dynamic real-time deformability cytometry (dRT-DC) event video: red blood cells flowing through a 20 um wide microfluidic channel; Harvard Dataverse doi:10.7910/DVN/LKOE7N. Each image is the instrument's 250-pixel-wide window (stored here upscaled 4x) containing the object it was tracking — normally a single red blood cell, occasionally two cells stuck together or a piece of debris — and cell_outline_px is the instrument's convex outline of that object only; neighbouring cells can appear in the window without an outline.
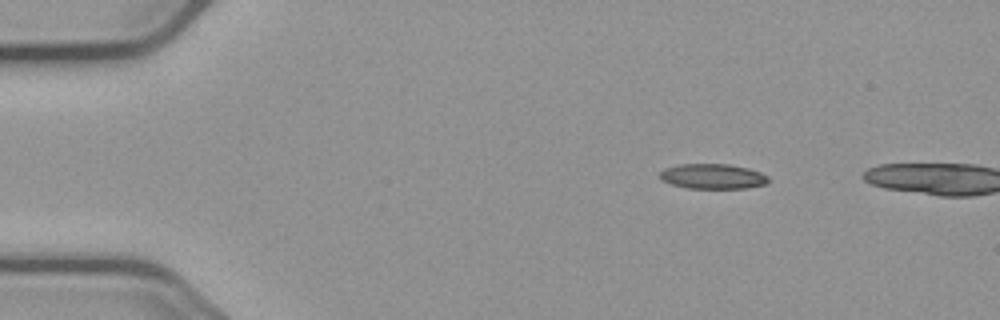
{"species": "common noctule bat (a hibernating species)", "species_latin": "Nyctalus noctula", "temperature_condition": "cold", "stored_images_in_passage": 3, "camera_frame_rate_fps": 3000, "um_per_image_px": 0.085, "animal": {"sex": "male", "body_mass_g": 23.1, "forearm_length_mm": 52.7}, "frame": {"image": 1, "passage_image": 1, "time_ms": 0.0, "image_size_px": [1000, 320], "cell_outline_px": [[768, 184], [744, 188], [688, 188], [672, 184], [664, 180], [660, 176], [660, 172], [664, 168], [680, 164], [728, 164], [748, 168], [760, 172], [768, 176]], "centroid_in_image_um": [60.61, 14.98], "position_along_channel_um": 24.4, "area_um2": 15.72}}